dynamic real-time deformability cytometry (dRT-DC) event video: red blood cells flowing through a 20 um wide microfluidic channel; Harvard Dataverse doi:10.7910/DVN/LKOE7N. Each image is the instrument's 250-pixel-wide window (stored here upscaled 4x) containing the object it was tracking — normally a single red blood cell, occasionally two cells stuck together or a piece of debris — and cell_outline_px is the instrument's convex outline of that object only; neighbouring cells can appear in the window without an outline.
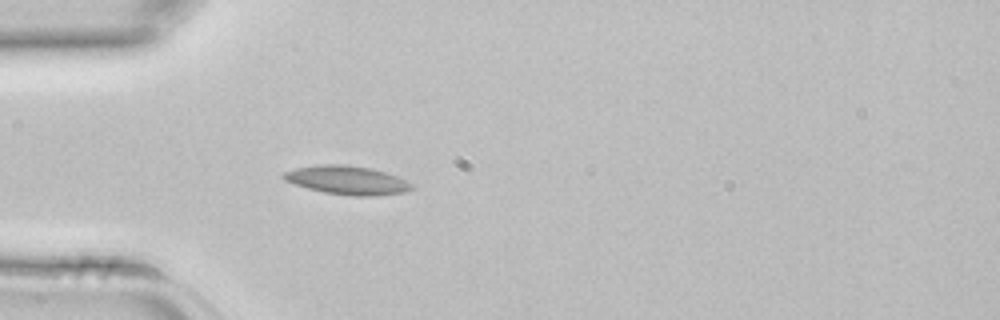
{"species": "common noctule bat (a hibernating species)", "species_latin": "Nyctalus noctula", "temperature_condition": "room temperature", "stored_images_in_passage": 3, "camera_frame_rate_fps": 3000, "um_per_image_px": 0.085, "animal": {"sex": "female", "body_mass_g": 22.7, "forearm_length_mm": 54.2}, "frame": {"image": 1, "passage_image": 3, "time_ms": 0.667, "image_size_px": [1000, 320], "cell_outline_px": [[416, 188], [404, 192], [376, 196], [352, 196], [324, 192], [308, 188], [284, 180], [280, 176], [284, 172], [296, 168], [320, 164], [344, 164], [372, 168], [408, 180], [416, 184]], "centroid_in_image_um": [29.57, 15.31], "position_along_channel_um": 55.4, "area_um2": 21.62}}